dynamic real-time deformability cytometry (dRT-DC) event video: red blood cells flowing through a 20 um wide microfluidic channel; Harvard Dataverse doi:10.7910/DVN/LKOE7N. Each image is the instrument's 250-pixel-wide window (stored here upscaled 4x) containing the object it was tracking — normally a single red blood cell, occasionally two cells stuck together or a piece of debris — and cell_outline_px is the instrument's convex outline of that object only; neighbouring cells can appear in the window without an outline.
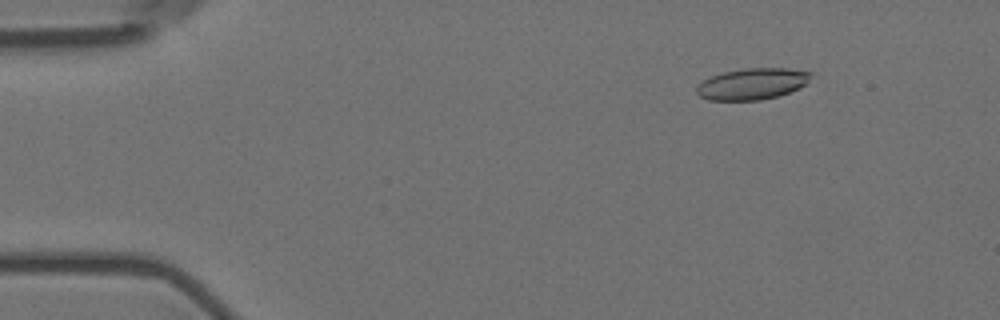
{"species": "Egyptian fruit bat (a non-hibernating species)", "species_latin": "Rousettus aegyptiacus", "temperature_condition": "room temperature", "stored_images_in_passage": 57, "camera_frame_rate_fps": 3000, "um_per_image_px": 0.085, "animal": {"sex": "female"}, "frame": {"image": 1, "passage_image": 7, "time_ms": 2.0, "image_size_px": [1000, 320], "cell_outline_px": [[816, 72], [808, 84], [800, 88], [780, 96], [760, 100], [708, 100], [700, 96], [696, 92], [696, 88], [704, 80], [712, 76], [724, 72], [744, 68], [784, 68]], "centroid_in_image_um": [64.03, 7.13], "position_along_channel_um": 21.0, "area_um2": 21.15}}
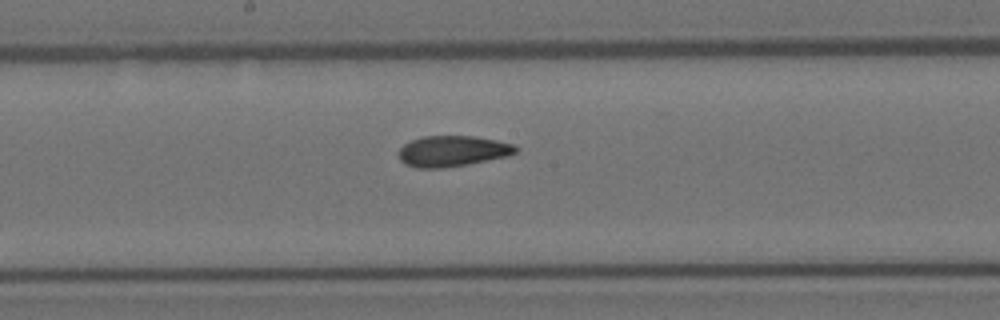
{"frame": {"image": 2, "passage_image": 30, "time_ms": 9.667, "image_size_px": [1000, 320], "cell_outline_px": [[520, 148], [516, 152], [508, 156], [468, 164], [444, 168], [416, 168], [404, 164], [400, 160], [400, 148], [404, 144], [412, 140], [424, 136], [472, 136], [496, 140], [512, 144]], "centroid_in_image_um": [38.47, 12.85], "position_along_channel_um": 209.7, "area_um2": 20.98}}
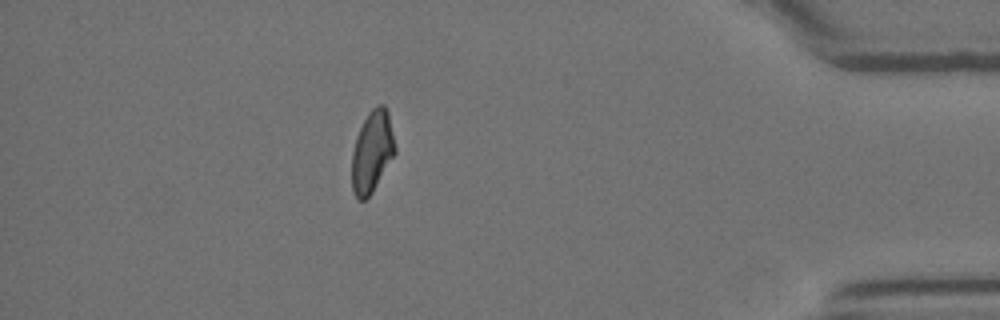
{"frame": {"image": 3, "passage_image": 50, "time_ms": 16.333, "image_size_px": [1000, 320], "cell_outline_px": [[396, 152], [372, 192], [364, 200], [356, 200], [352, 192], [352, 152], [356, 136], [368, 112], [376, 104], [384, 104], [388, 112], [396, 148]], "centroid_in_image_um": [31.62, 12.89], "position_along_channel_um": 403.6, "area_um2": 20.58}, "authors_computed_cell_mechanics": {"area_um2": 20.9814, "velocity_mm_per_s": 3.5824, "shape_relaxation_time_tau1_ms": null, "shape_relaxation_time_tau2_ms": 2.9706, "deformation_change_tau1": null, "deformation_change_tau2": 0.0967}}